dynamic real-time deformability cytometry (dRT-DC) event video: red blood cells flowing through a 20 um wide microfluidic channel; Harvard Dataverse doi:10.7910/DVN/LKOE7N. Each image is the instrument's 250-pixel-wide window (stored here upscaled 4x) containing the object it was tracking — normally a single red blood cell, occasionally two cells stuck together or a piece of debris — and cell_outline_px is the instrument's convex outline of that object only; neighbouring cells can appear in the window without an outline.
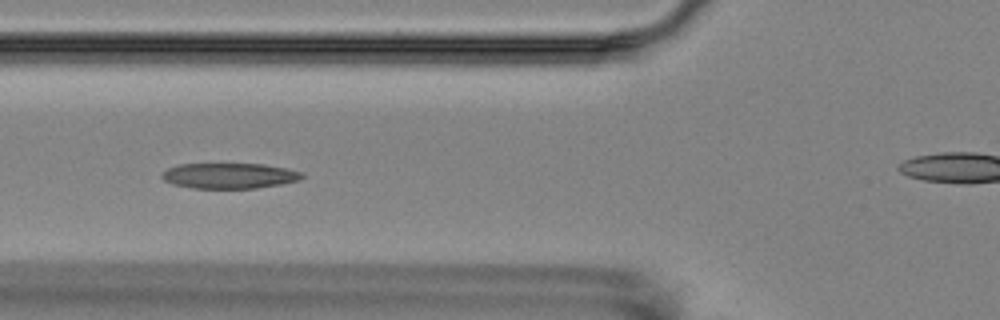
{"species": "Egyptian fruit bat (a non-hibernating species)", "species_latin": "Rousettus aegyptiacus", "temperature_condition": "room temperature", "stored_images_in_passage": 7, "camera_frame_rate_fps": 3000, "um_per_image_px": 0.085, "animal": {"sex": "female"}, "frame": {"image": 1, "passage_image": 2, "time_ms": 1.333, "image_size_px": [1000, 320], "cell_outline_px": [[304, 176], [300, 180], [280, 184], [256, 188], [192, 188], [172, 184], [164, 180], [160, 176], [168, 168], [180, 164], [264, 164], [288, 168], [300, 172]], "centroid_in_image_um": [19.5, 14.94], "position_along_channel_um": 106.3, "area_um2": 20.75}}
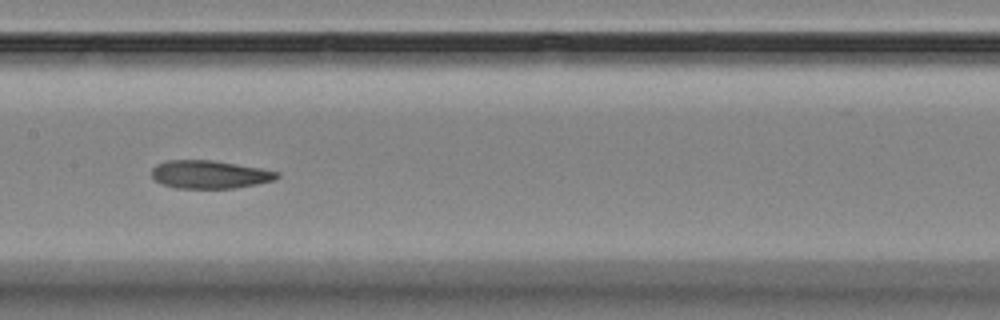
{"frame": {"image": 2, "passage_image": 4, "time_ms": 3.667, "image_size_px": [1000, 320], "cell_outline_px": [[280, 176], [276, 180], [256, 184], [232, 188], [176, 188], [160, 184], [152, 176], [152, 168], [156, 164], [168, 160], [212, 160], [260, 168], [280, 172]], "centroid_in_image_um": [17.82, 14.83], "position_along_channel_um": 189.6, "area_um2": 20.52}}
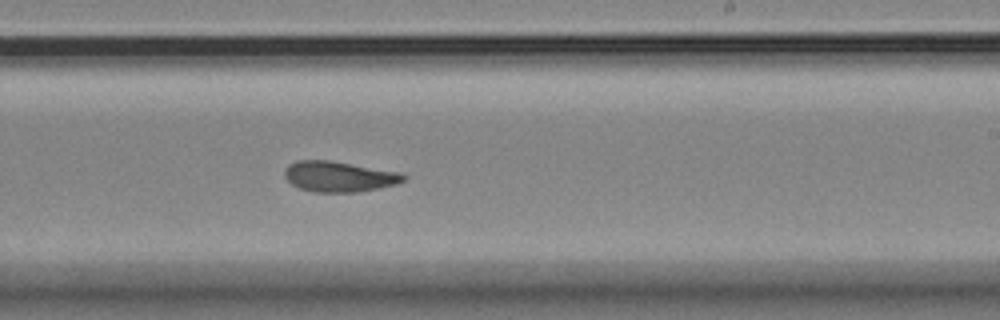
{"frame": {"image": 3, "passage_image": 6, "time_ms": 5.667, "image_size_px": [1000, 320], "cell_outline_px": [[408, 176], [404, 180], [396, 184], [380, 188], [356, 192], [312, 192], [300, 188], [292, 184], [284, 176], [284, 172], [288, 164], [296, 160], [328, 160], [404, 172]], "centroid_in_image_um": [28.85, 15.0], "position_along_channel_um": 260.1, "area_um2": 21.39}}